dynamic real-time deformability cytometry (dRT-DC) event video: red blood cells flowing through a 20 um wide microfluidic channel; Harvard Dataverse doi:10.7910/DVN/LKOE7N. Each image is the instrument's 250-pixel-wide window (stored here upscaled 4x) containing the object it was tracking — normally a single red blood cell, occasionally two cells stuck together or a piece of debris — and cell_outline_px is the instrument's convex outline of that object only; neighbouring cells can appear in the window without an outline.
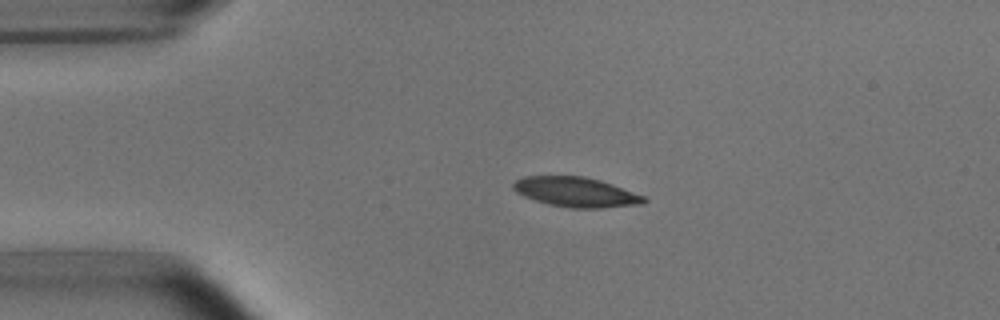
{"species": "common noctule bat (a hibernating species)", "species_latin": "Nyctalus noctula", "temperature_condition": "room temperature", "stored_images_in_passage": 2, "camera_frame_rate_fps": 3000, "um_per_image_px": 0.085, "animal": {"sex": "male", "body_mass_g": 15.6}, "frame": {"image": 1, "passage_image": 1, "time_ms": 0.0, "image_size_px": [1000, 320], "cell_outline_px": [[648, 200], [644, 204], [600, 208], [568, 208], [548, 204], [524, 196], [516, 192], [512, 188], [512, 184], [516, 180], [524, 176], [584, 176], [600, 180], [612, 184], [644, 196]], "centroid_in_image_um": [48.96, 16.33], "position_along_channel_um": 36.0, "area_um2": 22.72}}